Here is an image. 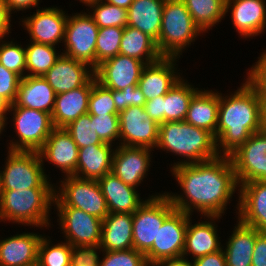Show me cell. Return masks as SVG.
I'll return each instance as SVG.
<instances>
[{"mask_svg":"<svg viewBox=\"0 0 266 266\" xmlns=\"http://www.w3.org/2000/svg\"><path fill=\"white\" fill-rule=\"evenodd\" d=\"M157 148L165 149L176 155L186 157L174 163L172 167L181 164H194L215 159L219 156L214 136L201 128L185 121L165 122L159 125Z\"/></svg>","mask_w":266,"mask_h":266,"instance_id":"3957f363","label":"cell"},{"mask_svg":"<svg viewBox=\"0 0 266 266\" xmlns=\"http://www.w3.org/2000/svg\"><path fill=\"white\" fill-rule=\"evenodd\" d=\"M64 129L71 135L78 148L103 144L96 134L94 121H91L89 113L71 121Z\"/></svg>","mask_w":266,"mask_h":266,"instance_id":"ab89813d","label":"cell"},{"mask_svg":"<svg viewBox=\"0 0 266 266\" xmlns=\"http://www.w3.org/2000/svg\"><path fill=\"white\" fill-rule=\"evenodd\" d=\"M94 8V12L90 15L97 26L103 27H120L127 26V9L107 3L103 0L88 5Z\"/></svg>","mask_w":266,"mask_h":266,"instance_id":"74e56055","label":"cell"},{"mask_svg":"<svg viewBox=\"0 0 266 266\" xmlns=\"http://www.w3.org/2000/svg\"><path fill=\"white\" fill-rule=\"evenodd\" d=\"M65 177V181H61L59 191H54L53 203L56 207H74L101 220L109 215L97 180L81 179L75 176Z\"/></svg>","mask_w":266,"mask_h":266,"instance_id":"52a82bcc","label":"cell"},{"mask_svg":"<svg viewBox=\"0 0 266 266\" xmlns=\"http://www.w3.org/2000/svg\"><path fill=\"white\" fill-rule=\"evenodd\" d=\"M82 3L84 4H87L90 5L91 3H95V2H98V1H101V0H80Z\"/></svg>","mask_w":266,"mask_h":266,"instance_id":"94428289","label":"cell"},{"mask_svg":"<svg viewBox=\"0 0 266 266\" xmlns=\"http://www.w3.org/2000/svg\"><path fill=\"white\" fill-rule=\"evenodd\" d=\"M165 0H134L127 9V26L158 40Z\"/></svg>","mask_w":266,"mask_h":266,"instance_id":"f546056e","label":"cell"},{"mask_svg":"<svg viewBox=\"0 0 266 266\" xmlns=\"http://www.w3.org/2000/svg\"><path fill=\"white\" fill-rule=\"evenodd\" d=\"M38 152L42 160H49L66 176L75 175L79 148L64 128H54Z\"/></svg>","mask_w":266,"mask_h":266,"instance_id":"44dd1931","label":"cell"},{"mask_svg":"<svg viewBox=\"0 0 266 266\" xmlns=\"http://www.w3.org/2000/svg\"><path fill=\"white\" fill-rule=\"evenodd\" d=\"M6 116H0V134L2 133L3 129L5 128L6 124Z\"/></svg>","mask_w":266,"mask_h":266,"instance_id":"91938a15","label":"cell"},{"mask_svg":"<svg viewBox=\"0 0 266 266\" xmlns=\"http://www.w3.org/2000/svg\"><path fill=\"white\" fill-rule=\"evenodd\" d=\"M150 151L145 147L118 146L113 154L111 172L125 184L136 188L151 167Z\"/></svg>","mask_w":266,"mask_h":266,"instance_id":"e0dca14e","label":"cell"},{"mask_svg":"<svg viewBox=\"0 0 266 266\" xmlns=\"http://www.w3.org/2000/svg\"><path fill=\"white\" fill-rule=\"evenodd\" d=\"M10 111H14L13 122L19 142L10 141L9 150L38 152L54 129L51 114L14 104L9 105Z\"/></svg>","mask_w":266,"mask_h":266,"instance_id":"9c48e42d","label":"cell"},{"mask_svg":"<svg viewBox=\"0 0 266 266\" xmlns=\"http://www.w3.org/2000/svg\"><path fill=\"white\" fill-rule=\"evenodd\" d=\"M92 87L93 77L84 86L55 96V106L51 114L54 128H64L87 113Z\"/></svg>","mask_w":266,"mask_h":266,"instance_id":"603a6c76","label":"cell"},{"mask_svg":"<svg viewBox=\"0 0 266 266\" xmlns=\"http://www.w3.org/2000/svg\"><path fill=\"white\" fill-rule=\"evenodd\" d=\"M152 266H194V264L187 260V258L181 256L159 260Z\"/></svg>","mask_w":266,"mask_h":266,"instance_id":"11a10c76","label":"cell"},{"mask_svg":"<svg viewBox=\"0 0 266 266\" xmlns=\"http://www.w3.org/2000/svg\"><path fill=\"white\" fill-rule=\"evenodd\" d=\"M55 92L43 76H25L19 82L14 105L52 114Z\"/></svg>","mask_w":266,"mask_h":266,"instance_id":"484cf974","label":"cell"},{"mask_svg":"<svg viewBox=\"0 0 266 266\" xmlns=\"http://www.w3.org/2000/svg\"><path fill=\"white\" fill-rule=\"evenodd\" d=\"M1 181H2V179H1V171H0V194H1V191H2V189H1Z\"/></svg>","mask_w":266,"mask_h":266,"instance_id":"6125c7cd","label":"cell"},{"mask_svg":"<svg viewBox=\"0 0 266 266\" xmlns=\"http://www.w3.org/2000/svg\"><path fill=\"white\" fill-rule=\"evenodd\" d=\"M182 78L165 94L163 100V123L184 121L192 97L198 92Z\"/></svg>","mask_w":266,"mask_h":266,"instance_id":"836d02e7","label":"cell"},{"mask_svg":"<svg viewBox=\"0 0 266 266\" xmlns=\"http://www.w3.org/2000/svg\"><path fill=\"white\" fill-rule=\"evenodd\" d=\"M54 188H29L1 191L0 220L47 227L49 209L54 202Z\"/></svg>","mask_w":266,"mask_h":266,"instance_id":"277c9868","label":"cell"},{"mask_svg":"<svg viewBox=\"0 0 266 266\" xmlns=\"http://www.w3.org/2000/svg\"><path fill=\"white\" fill-rule=\"evenodd\" d=\"M21 79L18 74L7 70L0 64V97L9 105L15 101Z\"/></svg>","mask_w":266,"mask_h":266,"instance_id":"bcb514c9","label":"cell"},{"mask_svg":"<svg viewBox=\"0 0 266 266\" xmlns=\"http://www.w3.org/2000/svg\"><path fill=\"white\" fill-rule=\"evenodd\" d=\"M261 131L266 133V99H261Z\"/></svg>","mask_w":266,"mask_h":266,"instance_id":"9f6ffc18","label":"cell"},{"mask_svg":"<svg viewBox=\"0 0 266 266\" xmlns=\"http://www.w3.org/2000/svg\"><path fill=\"white\" fill-rule=\"evenodd\" d=\"M194 23L202 32L221 21L226 15V0H182Z\"/></svg>","mask_w":266,"mask_h":266,"instance_id":"e575fe53","label":"cell"},{"mask_svg":"<svg viewBox=\"0 0 266 266\" xmlns=\"http://www.w3.org/2000/svg\"><path fill=\"white\" fill-rule=\"evenodd\" d=\"M229 8L233 25L242 37L259 35L266 28L265 0H226L225 13Z\"/></svg>","mask_w":266,"mask_h":266,"instance_id":"7402d4cb","label":"cell"},{"mask_svg":"<svg viewBox=\"0 0 266 266\" xmlns=\"http://www.w3.org/2000/svg\"><path fill=\"white\" fill-rule=\"evenodd\" d=\"M109 213L133 214L145 201L136 189L125 184L112 172L97 180Z\"/></svg>","mask_w":266,"mask_h":266,"instance_id":"cb8c5ba5","label":"cell"},{"mask_svg":"<svg viewBox=\"0 0 266 266\" xmlns=\"http://www.w3.org/2000/svg\"><path fill=\"white\" fill-rule=\"evenodd\" d=\"M258 59L246 80L256 89L261 99H266V51Z\"/></svg>","mask_w":266,"mask_h":266,"instance_id":"c3c4849f","label":"cell"},{"mask_svg":"<svg viewBox=\"0 0 266 266\" xmlns=\"http://www.w3.org/2000/svg\"><path fill=\"white\" fill-rule=\"evenodd\" d=\"M171 172L185 194L184 197L167 192L175 209L189 215H192V209H196L211 221L221 218L238 187L229 156L219 155L200 163L181 164L172 167Z\"/></svg>","mask_w":266,"mask_h":266,"instance_id":"6da1fadb","label":"cell"},{"mask_svg":"<svg viewBox=\"0 0 266 266\" xmlns=\"http://www.w3.org/2000/svg\"><path fill=\"white\" fill-rule=\"evenodd\" d=\"M100 246L103 251L133 248V218L130 213H109L102 220Z\"/></svg>","mask_w":266,"mask_h":266,"instance_id":"83f0119b","label":"cell"},{"mask_svg":"<svg viewBox=\"0 0 266 266\" xmlns=\"http://www.w3.org/2000/svg\"><path fill=\"white\" fill-rule=\"evenodd\" d=\"M242 85L227 98L220 94L216 149L222 156H229L261 131V98L247 80Z\"/></svg>","mask_w":266,"mask_h":266,"instance_id":"7a4b0ae2","label":"cell"},{"mask_svg":"<svg viewBox=\"0 0 266 266\" xmlns=\"http://www.w3.org/2000/svg\"><path fill=\"white\" fill-rule=\"evenodd\" d=\"M147 64L138 59L118 54L105 60L94 70L96 80L112 90L137 86Z\"/></svg>","mask_w":266,"mask_h":266,"instance_id":"9a60e30c","label":"cell"},{"mask_svg":"<svg viewBox=\"0 0 266 266\" xmlns=\"http://www.w3.org/2000/svg\"><path fill=\"white\" fill-rule=\"evenodd\" d=\"M11 14L5 0H0V39L5 38L6 34L10 33Z\"/></svg>","mask_w":266,"mask_h":266,"instance_id":"f5cc1de1","label":"cell"},{"mask_svg":"<svg viewBox=\"0 0 266 266\" xmlns=\"http://www.w3.org/2000/svg\"><path fill=\"white\" fill-rule=\"evenodd\" d=\"M56 208L66 242L71 246L100 245L101 219L74 207Z\"/></svg>","mask_w":266,"mask_h":266,"instance_id":"5bb4252c","label":"cell"},{"mask_svg":"<svg viewBox=\"0 0 266 266\" xmlns=\"http://www.w3.org/2000/svg\"><path fill=\"white\" fill-rule=\"evenodd\" d=\"M119 54L138 59L146 64L154 63L162 58L156 41L148 34L131 26L124 28Z\"/></svg>","mask_w":266,"mask_h":266,"instance_id":"d6a6232c","label":"cell"},{"mask_svg":"<svg viewBox=\"0 0 266 266\" xmlns=\"http://www.w3.org/2000/svg\"><path fill=\"white\" fill-rule=\"evenodd\" d=\"M189 217V214L175 209L164 220L152 247L144 254L150 266L159 260L183 255Z\"/></svg>","mask_w":266,"mask_h":266,"instance_id":"7c38bea8","label":"cell"},{"mask_svg":"<svg viewBox=\"0 0 266 266\" xmlns=\"http://www.w3.org/2000/svg\"><path fill=\"white\" fill-rule=\"evenodd\" d=\"M50 241L45 237L41 238L37 266H68L71 263L72 246L68 242L50 246Z\"/></svg>","mask_w":266,"mask_h":266,"instance_id":"8d00e7d4","label":"cell"},{"mask_svg":"<svg viewBox=\"0 0 266 266\" xmlns=\"http://www.w3.org/2000/svg\"><path fill=\"white\" fill-rule=\"evenodd\" d=\"M120 125L119 145L156 148L159 138V124L141 106H130L118 113Z\"/></svg>","mask_w":266,"mask_h":266,"instance_id":"4fadbf2b","label":"cell"},{"mask_svg":"<svg viewBox=\"0 0 266 266\" xmlns=\"http://www.w3.org/2000/svg\"><path fill=\"white\" fill-rule=\"evenodd\" d=\"M112 97L119 113L130 106L144 107L146 99L137 86H128L123 90H112Z\"/></svg>","mask_w":266,"mask_h":266,"instance_id":"f6af8a7d","label":"cell"},{"mask_svg":"<svg viewBox=\"0 0 266 266\" xmlns=\"http://www.w3.org/2000/svg\"><path fill=\"white\" fill-rule=\"evenodd\" d=\"M202 33L182 0H165L157 48L162 57L179 58L183 49ZM179 56V57H178Z\"/></svg>","mask_w":266,"mask_h":266,"instance_id":"5b68a950","label":"cell"},{"mask_svg":"<svg viewBox=\"0 0 266 266\" xmlns=\"http://www.w3.org/2000/svg\"><path fill=\"white\" fill-rule=\"evenodd\" d=\"M1 171L2 191L29 188H53L44 172L43 161L36 151H10Z\"/></svg>","mask_w":266,"mask_h":266,"instance_id":"8992f818","label":"cell"},{"mask_svg":"<svg viewBox=\"0 0 266 266\" xmlns=\"http://www.w3.org/2000/svg\"><path fill=\"white\" fill-rule=\"evenodd\" d=\"M238 186L266 181V133L259 131L229 155Z\"/></svg>","mask_w":266,"mask_h":266,"instance_id":"8fae6325","label":"cell"},{"mask_svg":"<svg viewBox=\"0 0 266 266\" xmlns=\"http://www.w3.org/2000/svg\"><path fill=\"white\" fill-rule=\"evenodd\" d=\"M239 188L238 220L259 232H266V181H251Z\"/></svg>","mask_w":266,"mask_h":266,"instance_id":"ac0fdd59","label":"cell"},{"mask_svg":"<svg viewBox=\"0 0 266 266\" xmlns=\"http://www.w3.org/2000/svg\"><path fill=\"white\" fill-rule=\"evenodd\" d=\"M188 219L187 230L185 234V245L183 250V257L192 254L193 259L206 256L208 254L216 253L224 250L220 246L217 235L216 225L211 221L199 222L192 225ZM186 255V256H185Z\"/></svg>","mask_w":266,"mask_h":266,"instance_id":"4dcf8cb0","label":"cell"},{"mask_svg":"<svg viewBox=\"0 0 266 266\" xmlns=\"http://www.w3.org/2000/svg\"><path fill=\"white\" fill-rule=\"evenodd\" d=\"M0 64L7 70L24 78L26 70V49L14 42H6L0 39ZM2 42V43H1Z\"/></svg>","mask_w":266,"mask_h":266,"instance_id":"b9f144b4","label":"cell"},{"mask_svg":"<svg viewBox=\"0 0 266 266\" xmlns=\"http://www.w3.org/2000/svg\"><path fill=\"white\" fill-rule=\"evenodd\" d=\"M107 3L118 6L123 9H128L134 0H105Z\"/></svg>","mask_w":266,"mask_h":266,"instance_id":"6f0895ef","label":"cell"},{"mask_svg":"<svg viewBox=\"0 0 266 266\" xmlns=\"http://www.w3.org/2000/svg\"><path fill=\"white\" fill-rule=\"evenodd\" d=\"M124 28L103 27L99 29L96 42V68L99 64L119 54Z\"/></svg>","mask_w":266,"mask_h":266,"instance_id":"f35d334b","label":"cell"},{"mask_svg":"<svg viewBox=\"0 0 266 266\" xmlns=\"http://www.w3.org/2000/svg\"><path fill=\"white\" fill-rule=\"evenodd\" d=\"M251 266H266V232H259L257 229Z\"/></svg>","mask_w":266,"mask_h":266,"instance_id":"681fc988","label":"cell"},{"mask_svg":"<svg viewBox=\"0 0 266 266\" xmlns=\"http://www.w3.org/2000/svg\"><path fill=\"white\" fill-rule=\"evenodd\" d=\"M59 8L38 9L35 14L23 19L30 41L55 46L64 40L68 16Z\"/></svg>","mask_w":266,"mask_h":266,"instance_id":"2e32d148","label":"cell"},{"mask_svg":"<svg viewBox=\"0 0 266 266\" xmlns=\"http://www.w3.org/2000/svg\"><path fill=\"white\" fill-rule=\"evenodd\" d=\"M9 104L0 97V116H6Z\"/></svg>","mask_w":266,"mask_h":266,"instance_id":"680465c9","label":"cell"},{"mask_svg":"<svg viewBox=\"0 0 266 266\" xmlns=\"http://www.w3.org/2000/svg\"><path fill=\"white\" fill-rule=\"evenodd\" d=\"M9 12L14 11H23L24 9H31V7H36L39 0H5Z\"/></svg>","mask_w":266,"mask_h":266,"instance_id":"db71d44e","label":"cell"},{"mask_svg":"<svg viewBox=\"0 0 266 266\" xmlns=\"http://www.w3.org/2000/svg\"><path fill=\"white\" fill-rule=\"evenodd\" d=\"M98 32L99 27L89 14L68 16L63 40L66 51L62 54L84 62L95 70Z\"/></svg>","mask_w":266,"mask_h":266,"instance_id":"30bf717a","label":"cell"},{"mask_svg":"<svg viewBox=\"0 0 266 266\" xmlns=\"http://www.w3.org/2000/svg\"><path fill=\"white\" fill-rule=\"evenodd\" d=\"M176 59L162 57L144 67L137 85L146 101L165 95L181 79L174 67Z\"/></svg>","mask_w":266,"mask_h":266,"instance_id":"ffe728a7","label":"cell"},{"mask_svg":"<svg viewBox=\"0 0 266 266\" xmlns=\"http://www.w3.org/2000/svg\"><path fill=\"white\" fill-rule=\"evenodd\" d=\"M165 95L146 101L144 108L150 119H153L159 125L163 123V100Z\"/></svg>","mask_w":266,"mask_h":266,"instance_id":"f907efd6","label":"cell"},{"mask_svg":"<svg viewBox=\"0 0 266 266\" xmlns=\"http://www.w3.org/2000/svg\"><path fill=\"white\" fill-rule=\"evenodd\" d=\"M193 264L194 266H227L223 250L196 258Z\"/></svg>","mask_w":266,"mask_h":266,"instance_id":"816d5d0a","label":"cell"},{"mask_svg":"<svg viewBox=\"0 0 266 266\" xmlns=\"http://www.w3.org/2000/svg\"><path fill=\"white\" fill-rule=\"evenodd\" d=\"M220 93L198 91L191 99L185 122L210 132L216 140Z\"/></svg>","mask_w":266,"mask_h":266,"instance_id":"f1b7e54d","label":"cell"},{"mask_svg":"<svg viewBox=\"0 0 266 266\" xmlns=\"http://www.w3.org/2000/svg\"><path fill=\"white\" fill-rule=\"evenodd\" d=\"M90 115L118 114L112 97V89L103 86L93 76V87L89 97L88 111Z\"/></svg>","mask_w":266,"mask_h":266,"instance_id":"60d3db41","label":"cell"},{"mask_svg":"<svg viewBox=\"0 0 266 266\" xmlns=\"http://www.w3.org/2000/svg\"><path fill=\"white\" fill-rule=\"evenodd\" d=\"M55 46L31 41L26 49V76H44L60 57Z\"/></svg>","mask_w":266,"mask_h":266,"instance_id":"d590c367","label":"cell"},{"mask_svg":"<svg viewBox=\"0 0 266 266\" xmlns=\"http://www.w3.org/2000/svg\"><path fill=\"white\" fill-rule=\"evenodd\" d=\"M96 134L103 143L112 145V141L120 138L118 114L91 115Z\"/></svg>","mask_w":266,"mask_h":266,"instance_id":"ee69618b","label":"cell"},{"mask_svg":"<svg viewBox=\"0 0 266 266\" xmlns=\"http://www.w3.org/2000/svg\"><path fill=\"white\" fill-rule=\"evenodd\" d=\"M42 236L22 233L0 241V266H37Z\"/></svg>","mask_w":266,"mask_h":266,"instance_id":"d4e9b609","label":"cell"},{"mask_svg":"<svg viewBox=\"0 0 266 266\" xmlns=\"http://www.w3.org/2000/svg\"><path fill=\"white\" fill-rule=\"evenodd\" d=\"M175 210L166 193L151 196L132 214L133 248L145 254L157 238L164 220Z\"/></svg>","mask_w":266,"mask_h":266,"instance_id":"ba28073f","label":"cell"},{"mask_svg":"<svg viewBox=\"0 0 266 266\" xmlns=\"http://www.w3.org/2000/svg\"><path fill=\"white\" fill-rule=\"evenodd\" d=\"M224 250L227 266H251L256 241V228L242 224L234 228Z\"/></svg>","mask_w":266,"mask_h":266,"instance_id":"1f68e13d","label":"cell"},{"mask_svg":"<svg viewBox=\"0 0 266 266\" xmlns=\"http://www.w3.org/2000/svg\"><path fill=\"white\" fill-rule=\"evenodd\" d=\"M100 245L72 246L71 263L74 266H100L97 250Z\"/></svg>","mask_w":266,"mask_h":266,"instance_id":"7dc6e473","label":"cell"},{"mask_svg":"<svg viewBox=\"0 0 266 266\" xmlns=\"http://www.w3.org/2000/svg\"><path fill=\"white\" fill-rule=\"evenodd\" d=\"M111 148V144L108 143L79 148L74 176L81 179L98 180L110 173L115 151Z\"/></svg>","mask_w":266,"mask_h":266,"instance_id":"4316f807","label":"cell"},{"mask_svg":"<svg viewBox=\"0 0 266 266\" xmlns=\"http://www.w3.org/2000/svg\"><path fill=\"white\" fill-rule=\"evenodd\" d=\"M100 266H150L143 253L134 248L121 251H102Z\"/></svg>","mask_w":266,"mask_h":266,"instance_id":"7bdbcfd3","label":"cell"},{"mask_svg":"<svg viewBox=\"0 0 266 266\" xmlns=\"http://www.w3.org/2000/svg\"><path fill=\"white\" fill-rule=\"evenodd\" d=\"M87 67L84 62L60 54L53 67L43 77L57 95L84 86L94 76V70Z\"/></svg>","mask_w":266,"mask_h":266,"instance_id":"d6986e66","label":"cell"}]
</instances>
